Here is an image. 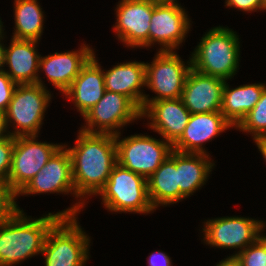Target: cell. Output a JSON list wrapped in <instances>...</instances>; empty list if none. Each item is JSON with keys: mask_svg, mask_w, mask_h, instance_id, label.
Wrapping results in <instances>:
<instances>
[{"mask_svg": "<svg viewBox=\"0 0 266 266\" xmlns=\"http://www.w3.org/2000/svg\"><path fill=\"white\" fill-rule=\"evenodd\" d=\"M94 50L82 44L78 50L67 52H55L47 56H41L39 73L45 71L48 81L60 92L64 93L73 80L78 76L82 67L93 56Z\"/></svg>", "mask_w": 266, "mask_h": 266, "instance_id": "cell-18", "label": "cell"}, {"mask_svg": "<svg viewBox=\"0 0 266 266\" xmlns=\"http://www.w3.org/2000/svg\"><path fill=\"white\" fill-rule=\"evenodd\" d=\"M76 217H61L48 231L41 255L44 266H85L91 239Z\"/></svg>", "mask_w": 266, "mask_h": 266, "instance_id": "cell-4", "label": "cell"}, {"mask_svg": "<svg viewBox=\"0 0 266 266\" xmlns=\"http://www.w3.org/2000/svg\"><path fill=\"white\" fill-rule=\"evenodd\" d=\"M190 116L181 98L152 101L141 111V117L151 121L148 127L172 145L183 134Z\"/></svg>", "mask_w": 266, "mask_h": 266, "instance_id": "cell-16", "label": "cell"}, {"mask_svg": "<svg viewBox=\"0 0 266 266\" xmlns=\"http://www.w3.org/2000/svg\"><path fill=\"white\" fill-rule=\"evenodd\" d=\"M226 80L190 69L181 99L191 114L221 110Z\"/></svg>", "mask_w": 266, "mask_h": 266, "instance_id": "cell-15", "label": "cell"}, {"mask_svg": "<svg viewBox=\"0 0 266 266\" xmlns=\"http://www.w3.org/2000/svg\"><path fill=\"white\" fill-rule=\"evenodd\" d=\"M51 92L38 84L17 85L6 109L7 125H13V137L40 133Z\"/></svg>", "mask_w": 266, "mask_h": 266, "instance_id": "cell-6", "label": "cell"}, {"mask_svg": "<svg viewBox=\"0 0 266 266\" xmlns=\"http://www.w3.org/2000/svg\"><path fill=\"white\" fill-rule=\"evenodd\" d=\"M266 10V0H263V11Z\"/></svg>", "mask_w": 266, "mask_h": 266, "instance_id": "cell-40", "label": "cell"}, {"mask_svg": "<svg viewBox=\"0 0 266 266\" xmlns=\"http://www.w3.org/2000/svg\"><path fill=\"white\" fill-rule=\"evenodd\" d=\"M266 162V136L253 139Z\"/></svg>", "mask_w": 266, "mask_h": 266, "instance_id": "cell-34", "label": "cell"}, {"mask_svg": "<svg viewBox=\"0 0 266 266\" xmlns=\"http://www.w3.org/2000/svg\"><path fill=\"white\" fill-rule=\"evenodd\" d=\"M216 266H232V258H224Z\"/></svg>", "mask_w": 266, "mask_h": 266, "instance_id": "cell-36", "label": "cell"}, {"mask_svg": "<svg viewBox=\"0 0 266 266\" xmlns=\"http://www.w3.org/2000/svg\"><path fill=\"white\" fill-rule=\"evenodd\" d=\"M4 36H5L4 34L0 36V71L5 69L4 65H5V56H6V46L4 45V43H1L3 39H5Z\"/></svg>", "mask_w": 266, "mask_h": 266, "instance_id": "cell-35", "label": "cell"}, {"mask_svg": "<svg viewBox=\"0 0 266 266\" xmlns=\"http://www.w3.org/2000/svg\"><path fill=\"white\" fill-rule=\"evenodd\" d=\"M16 86L4 70L0 71V111H6Z\"/></svg>", "mask_w": 266, "mask_h": 266, "instance_id": "cell-30", "label": "cell"}, {"mask_svg": "<svg viewBox=\"0 0 266 266\" xmlns=\"http://www.w3.org/2000/svg\"><path fill=\"white\" fill-rule=\"evenodd\" d=\"M43 193H70L75 198H80L75 192L72 180L71 157L64 145L52 155L46 165L17 194V197Z\"/></svg>", "mask_w": 266, "mask_h": 266, "instance_id": "cell-14", "label": "cell"}, {"mask_svg": "<svg viewBox=\"0 0 266 266\" xmlns=\"http://www.w3.org/2000/svg\"><path fill=\"white\" fill-rule=\"evenodd\" d=\"M232 266H239L234 258H232Z\"/></svg>", "mask_w": 266, "mask_h": 266, "instance_id": "cell-39", "label": "cell"}, {"mask_svg": "<svg viewBox=\"0 0 266 266\" xmlns=\"http://www.w3.org/2000/svg\"><path fill=\"white\" fill-rule=\"evenodd\" d=\"M187 64V65H185ZM146 87L157 96L145 95L143 109L152 101L181 98L187 75L192 68L191 58L186 62L175 51H158L153 61L145 63Z\"/></svg>", "mask_w": 266, "mask_h": 266, "instance_id": "cell-7", "label": "cell"}, {"mask_svg": "<svg viewBox=\"0 0 266 266\" xmlns=\"http://www.w3.org/2000/svg\"><path fill=\"white\" fill-rule=\"evenodd\" d=\"M235 129L250 133L253 139L266 136V87L261 94L260 100Z\"/></svg>", "mask_w": 266, "mask_h": 266, "instance_id": "cell-26", "label": "cell"}, {"mask_svg": "<svg viewBox=\"0 0 266 266\" xmlns=\"http://www.w3.org/2000/svg\"><path fill=\"white\" fill-rule=\"evenodd\" d=\"M209 155L176 151V170L180 192L188 198L206 184L215 166Z\"/></svg>", "mask_w": 266, "mask_h": 266, "instance_id": "cell-23", "label": "cell"}, {"mask_svg": "<svg viewBox=\"0 0 266 266\" xmlns=\"http://www.w3.org/2000/svg\"><path fill=\"white\" fill-rule=\"evenodd\" d=\"M113 31L120 42L131 48H149V28L153 1L121 0L116 8Z\"/></svg>", "mask_w": 266, "mask_h": 266, "instance_id": "cell-13", "label": "cell"}, {"mask_svg": "<svg viewBox=\"0 0 266 266\" xmlns=\"http://www.w3.org/2000/svg\"><path fill=\"white\" fill-rule=\"evenodd\" d=\"M150 1H153V2H156V3H162V2H175L177 0H150Z\"/></svg>", "mask_w": 266, "mask_h": 266, "instance_id": "cell-37", "label": "cell"}, {"mask_svg": "<svg viewBox=\"0 0 266 266\" xmlns=\"http://www.w3.org/2000/svg\"><path fill=\"white\" fill-rule=\"evenodd\" d=\"M80 130L87 133L120 134V130L142 119L141 109L127 96L105 91L103 97L84 116Z\"/></svg>", "mask_w": 266, "mask_h": 266, "instance_id": "cell-10", "label": "cell"}, {"mask_svg": "<svg viewBox=\"0 0 266 266\" xmlns=\"http://www.w3.org/2000/svg\"><path fill=\"white\" fill-rule=\"evenodd\" d=\"M30 217L22 209L0 223V266H15L41 254L48 231L61 218L57 213Z\"/></svg>", "mask_w": 266, "mask_h": 266, "instance_id": "cell-2", "label": "cell"}, {"mask_svg": "<svg viewBox=\"0 0 266 266\" xmlns=\"http://www.w3.org/2000/svg\"><path fill=\"white\" fill-rule=\"evenodd\" d=\"M239 35L223 26L211 28L191 54L193 69L224 80L237 74L240 61Z\"/></svg>", "mask_w": 266, "mask_h": 266, "instance_id": "cell-3", "label": "cell"}, {"mask_svg": "<svg viewBox=\"0 0 266 266\" xmlns=\"http://www.w3.org/2000/svg\"><path fill=\"white\" fill-rule=\"evenodd\" d=\"M191 20L182 6L175 2H153L149 28V47L158 44L160 52L176 51L190 31Z\"/></svg>", "mask_w": 266, "mask_h": 266, "instance_id": "cell-12", "label": "cell"}, {"mask_svg": "<svg viewBox=\"0 0 266 266\" xmlns=\"http://www.w3.org/2000/svg\"><path fill=\"white\" fill-rule=\"evenodd\" d=\"M75 141L73 147L63 145L71 157L72 180L80 199L72 207L57 212L61 217H78L88 196H97L117 164L115 135L79 130Z\"/></svg>", "mask_w": 266, "mask_h": 266, "instance_id": "cell-1", "label": "cell"}, {"mask_svg": "<svg viewBox=\"0 0 266 266\" xmlns=\"http://www.w3.org/2000/svg\"><path fill=\"white\" fill-rule=\"evenodd\" d=\"M115 135L117 163L148 179L173 150V145L163 138L135 134L123 139Z\"/></svg>", "mask_w": 266, "mask_h": 266, "instance_id": "cell-8", "label": "cell"}, {"mask_svg": "<svg viewBox=\"0 0 266 266\" xmlns=\"http://www.w3.org/2000/svg\"><path fill=\"white\" fill-rule=\"evenodd\" d=\"M202 228L203 242L210 247L239 249L228 258H234L248 245L254 243L264 231L266 222L255 218L227 216L208 219Z\"/></svg>", "mask_w": 266, "mask_h": 266, "instance_id": "cell-9", "label": "cell"}, {"mask_svg": "<svg viewBox=\"0 0 266 266\" xmlns=\"http://www.w3.org/2000/svg\"><path fill=\"white\" fill-rule=\"evenodd\" d=\"M103 75L107 91L129 97L141 111L143 110V99L146 95L142 92L143 88L146 87L145 62L117 63L107 71L103 69Z\"/></svg>", "mask_w": 266, "mask_h": 266, "instance_id": "cell-21", "label": "cell"}, {"mask_svg": "<svg viewBox=\"0 0 266 266\" xmlns=\"http://www.w3.org/2000/svg\"><path fill=\"white\" fill-rule=\"evenodd\" d=\"M265 87L264 83H254L230 88L226 80L220 112L236 127L260 100Z\"/></svg>", "mask_w": 266, "mask_h": 266, "instance_id": "cell-24", "label": "cell"}, {"mask_svg": "<svg viewBox=\"0 0 266 266\" xmlns=\"http://www.w3.org/2000/svg\"><path fill=\"white\" fill-rule=\"evenodd\" d=\"M148 194L153 208L176 204L186 197L180 192L176 170V150L164 160L160 167L147 179Z\"/></svg>", "mask_w": 266, "mask_h": 266, "instance_id": "cell-22", "label": "cell"}, {"mask_svg": "<svg viewBox=\"0 0 266 266\" xmlns=\"http://www.w3.org/2000/svg\"><path fill=\"white\" fill-rule=\"evenodd\" d=\"M2 19H1V17H0V36H2L3 35V33H4V26H3V22L1 21Z\"/></svg>", "mask_w": 266, "mask_h": 266, "instance_id": "cell-38", "label": "cell"}, {"mask_svg": "<svg viewBox=\"0 0 266 266\" xmlns=\"http://www.w3.org/2000/svg\"><path fill=\"white\" fill-rule=\"evenodd\" d=\"M97 195L111 212L150 214L155 211L150 202L147 179L118 163Z\"/></svg>", "mask_w": 266, "mask_h": 266, "instance_id": "cell-5", "label": "cell"}, {"mask_svg": "<svg viewBox=\"0 0 266 266\" xmlns=\"http://www.w3.org/2000/svg\"><path fill=\"white\" fill-rule=\"evenodd\" d=\"M37 44L38 41L34 40L11 38L10 45L6 47L5 66L9 70L4 71L17 85L38 84L47 88L38 73L41 55Z\"/></svg>", "mask_w": 266, "mask_h": 266, "instance_id": "cell-19", "label": "cell"}, {"mask_svg": "<svg viewBox=\"0 0 266 266\" xmlns=\"http://www.w3.org/2000/svg\"><path fill=\"white\" fill-rule=\"evenodd\" d=\"M12 38L39 41L43 34L44 12L38 0H14Z\"/></svg>", "mask_w": 266, "mask_h": 266, "instance_id": "cell-25", "label": "cell"}, {"mask_svg": "<svg viewBox=\"0 0 266 266\" xmlns=\"http://www.w3.org/2000/svg\"><path fill=\"white\" fill-rule=\"evenodd\" d=\"M17 194L8 183L0 182V223L10 219L21 208L16 203Z\"/></svg>", "mask_w": 266, "mask_h": 266, "instance_id": "cell-28", "label": "cell"}, {"mask_svg": "<svg viewBox=\"0 0 266 266\" xmlns=\"http://www.w3.org/2000/svg\"><path fill=\"white\" fill-rule=\"evenodd\" d=\"M234 259L239 266H266V241L260 236Z\"/></svg>", "mask_w": 266, "mask_h": 266, "instance_id": "cell-27", "label": "cell"}, {"mask_svg": "<svg viewBox=\"0 0 266 266\" xmlns=\"http://www.w3.org/2000/svg\"><path fill=\"white\" fill-rule=\"evenodd\" d=\"M147 260L148 266H173L171 258L162 251H154Z\"/></svg>", "mask_w": 266, "mask_h": 266, "instance_id": "cell-32", "label": "cell"}, {"mask_svg": "<svg viewBox=\"0 0 266 266\" xmlns=\"http://www.w3.org/2000/svg\"><path fill=\"white\" fill-rule=\"evenodd\" d=\"M10 135L7 125L6 112L0 111V139Z\"/></svg>", "mask_w": 266, "mask_h": 266, "instance_id": "cell-33", "label": "cell"}, {"mask_svg": "<svg viewBox=\"0 0 266 266\" xmlns=\"http://www.w3.org/2000/svg\"><path fill=\"white\" fill-rule=\"evenodd\" d=\"M230 128H233V125L220 111L191 114L183 134L173 144V149L184 153L209 155L204 143Z\"/></svg>", "mask_w": 266, "mask_h": 266, "instance_id": "cell-17", "label": "cell"}, {"mask_svg": "<svg viewBox=\"0 0 266 266\" xmlns=\"http://www.w3.org/2000/svg\"><path fill=\"white\" fill-rule=\"evenodd\" d=\"M95 53L82 67L70 87L63 93L83 117L103 97L106 88L103 69Z\"/></svg>", "mask_w": 266, "mask_h": 266, "instance_id": "cell-20", "label": "cell"}, {"mask_svg": "<svg viewBox=\"0 0 266 266\" xmlns=\"http://www.w3.org/2000/svg\"><path fill=\"white\" fill-rule=\"evenodd\" d=\"M225 6L243 12L263 11V0H225Z\"/></svg>", "mask_w": 266, "mask_h": 266, "instance_id": "cell-31", "label": "cell"}, {"mask_svg": "<svg viewBox=\"0 0 266 266\" xmlns=\"http://www.w3.org/2000/svg\"><path fill=\"white\" fill-rule=\"evenodd\" d=\"M13 148V136L9 135L0 139V182L8 183Z\"/></svg>", "mask_w": 266, "mask_h": 266, "instance_id": "cell-29", "label": "cell"}, {"mask_svg": "<svg viewBox=\"0 0 266 266\" xmlns=\"http://www.w3.org/2000/svg\"><path fill=\"white\" fill-rule=\"evenodd\" d=\"M38 136L14 137L8 184L18 194L63 145L38 142Z\"/></svg>", "mask_w": 266, "mask_h": 266, "instance_id": "cell-11", "label": "cell"}, {"mask_svg": "<svg viewBox=\"0 0 266 266\" xmlns=\"http://www.w3.org/2000/svg\"><path fill=\"white\" fill-rule=\"evenodd\" d=\"M261 237L266 241V236L263 235V233L261 234Z\"/></svg>", "mask_w": 266, "mask_h": 266, "instance_id": "cell-41", "label": "cell"}]
</instances>
